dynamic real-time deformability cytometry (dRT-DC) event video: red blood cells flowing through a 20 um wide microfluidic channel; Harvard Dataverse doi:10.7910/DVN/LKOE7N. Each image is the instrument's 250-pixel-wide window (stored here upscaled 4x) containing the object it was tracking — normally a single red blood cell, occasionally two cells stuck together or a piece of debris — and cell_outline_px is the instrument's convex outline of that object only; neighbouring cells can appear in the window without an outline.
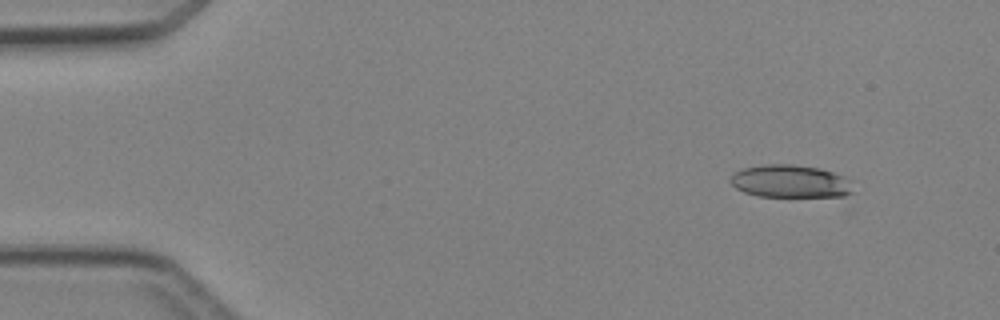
{"species": "Egyptian fruit bat (a non-hibernating species)", "species_latin": "Rousettus aegyptiacus", "temperature_condition": "cold", "stored_images_in_passage": 5, "camera_frame_rate_fps": 3000, "um_per_image_px": 0.085, "animal": {"sex": "female"}, "frame": {"image": 1, "passage_image": 1, "time_ms": 0.0, "image_size_px": [1000, 320], "cell_outline_px": [[852, 192], [844, 196], [760, 196], [744, 192], [736, 188], [728, 180], [736, 172], [744, 168], [764, 164], [788, 164], [820, 168], [844, 176], [852, 180]], "centroid_in_image_um": [67.2, 15.41], "position_along_channel_um": 17.8, "area_um2": 23.29}}
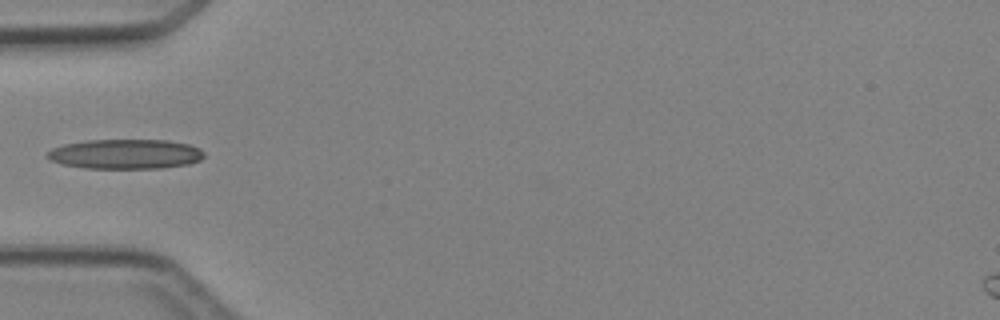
{"frame": {"image": 2, "passage_image": 4, "time_ms": 3.667, "image_size_px": [1000, 320], "cell_outline_px": [[204, 156], [200, 160], [188, 164], [160, 168], [84, 168], [64, 164], [52, 160], [44, 156], [52, 148], [64, 144], [88, 140], [168, 140], [188, 144], [200, 148], [204, 152]], "centroid_in_image_um": [10.67, 13.09], "position_along_channel_um": 74.3, "area_um2": 27.11}}
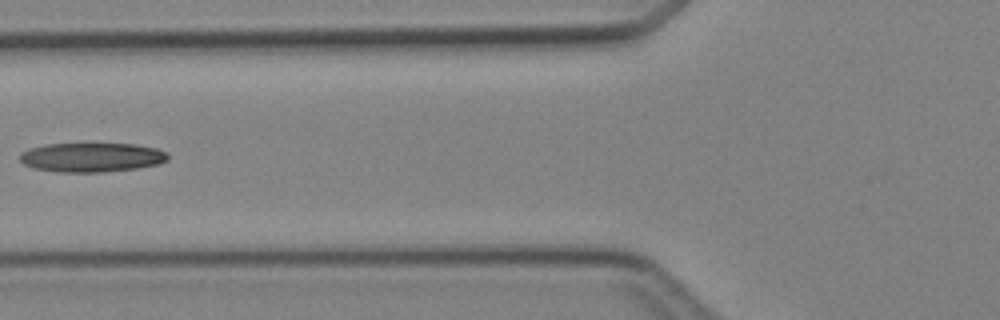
{"frame": {"image": 3, "passage_image": 5, "time_ms": 4.667, "image_size_px": [1000, 320], "cell_outline_px": [[168, 160], [156, 164], [136, 168], [104, 172], [60, 172], [32, 168], [24, 164], [20, 160], [20, 152], [28, 148], [44, 144], [84, 140], [136, 144], [156, 148], [168, 152]], "centroid_in_image_um": [7.75, 13.31], "position_along_channel_um": 118.1, "area_um2": 26.65}}